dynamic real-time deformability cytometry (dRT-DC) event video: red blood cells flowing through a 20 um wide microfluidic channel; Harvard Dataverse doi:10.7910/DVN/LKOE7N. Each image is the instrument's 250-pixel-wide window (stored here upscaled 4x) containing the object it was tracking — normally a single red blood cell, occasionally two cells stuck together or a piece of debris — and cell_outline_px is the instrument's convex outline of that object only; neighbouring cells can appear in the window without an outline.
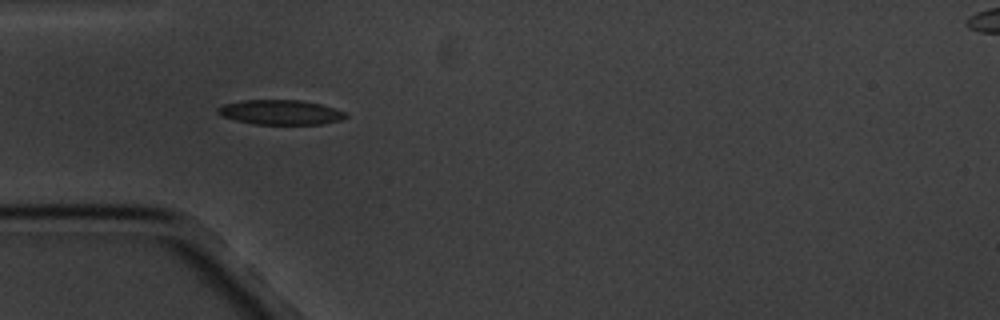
{"species": "common noctule bat (a hibernating species)", "species_latin": "Nyctalus noctula", "temperature_condition": "cold", "stored_images_in_passage": 3, "camera_frame_rate_fps": 3000, "um_per_image_px": 0.085, "animal": {"sex": "male", "body_mass_g": 20.1, "forearm_length_mm": 53.5}, "frame": {"image": 1, "passage_image": 1, "time_ms": 0.0, "image_size_px": [1000, 320], "cell_outline_px": [[348, 116], [340, 120], [320, 124], [252, 124], [220, 116], [216, 112], [216, 108], [224, 104], [240, 100], [300, 100], [320, 104], [344, 112]], "centroid_in_image_um": [23.77, 9.54], "position_along_channel_um": 61.2, "area_um2": 18.38}}
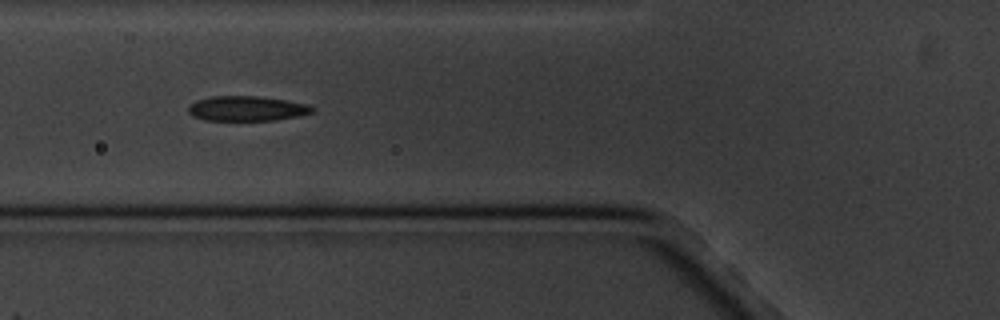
{"frame": {"image": 2, "passage_image": 2, "time_ms": 1.333, "image_size_px": [1000, 320], "cell_outline_px": [[316, 108], [312, 112], [296, 116], [276, 120], [204, 120], [192, 116], [188, 112], [188, 104], [196, 100], [212, 96], [260, 96], [288, 100], [308, 104]], "centroid_in_image_um": [20.96, 9.21], "position_along_channel_um": 104.8, "area_um2": 18.15}}
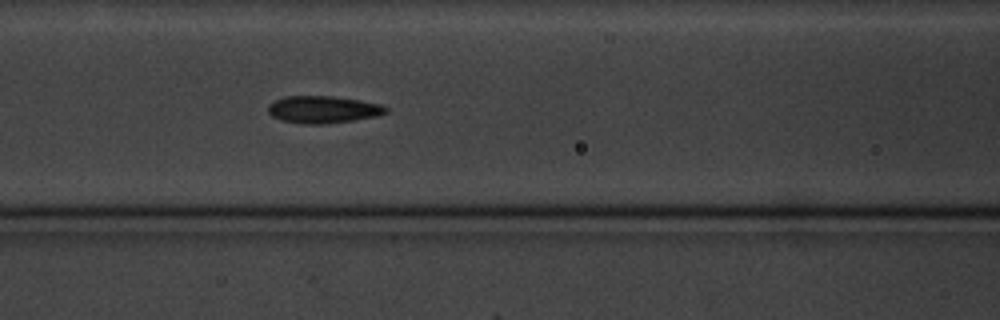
{"frame": {"image": 3, "passage_image": 3, "time_ms": 2.333, "image_size_px": [1000, 320], "cell_outline_px": [[388, 112], [380, 116], [324, 124], [304, 124], [280, 120], [272, 116], [268, 112], [268, 104], [284, 96], [332, 96], [360, 100], [380, 104], [388, 108]], "centroid_in_image_um": [27.47, 9.31], "position_along_channel_um": 139.1, "area_um2": 18.79}}